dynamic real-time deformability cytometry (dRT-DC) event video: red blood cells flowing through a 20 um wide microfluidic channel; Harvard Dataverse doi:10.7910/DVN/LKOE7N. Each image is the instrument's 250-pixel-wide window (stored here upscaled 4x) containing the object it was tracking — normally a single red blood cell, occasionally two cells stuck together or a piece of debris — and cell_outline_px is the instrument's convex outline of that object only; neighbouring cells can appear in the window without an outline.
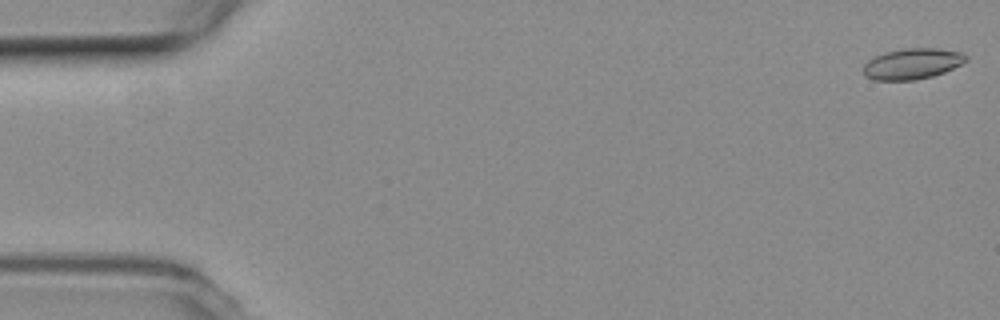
{"species": "common noctule bat (a hibernating species)", "species_latin": "Nyctalus noctula", "temperature_condition": "room temperature", "stored_images_in_passage": 16, "camera_frame_rate_fps": 3000, "um_per_image_px": 0.085, "animal": {"sex": "female", "body_mass_g": 19.3, "forearm_length_mm": 54.1}, "frame": {"image": 1, "passage_image": 1, "time_ms": 0.0, "image_size_px": [1000, 320], "cell_outline_px": [[968, 60], [944, 72], [932, 76], [916, 80], [872, 80], [864, 76], [864, 64], [868, 60], [884, 52], [904, 48], [936, 48], [960, 52], [968, 56]], "centroid_in_image_um": [77.52, 5.42], "position_along_channel_um": 7.5, "area_um2": 18.44}}
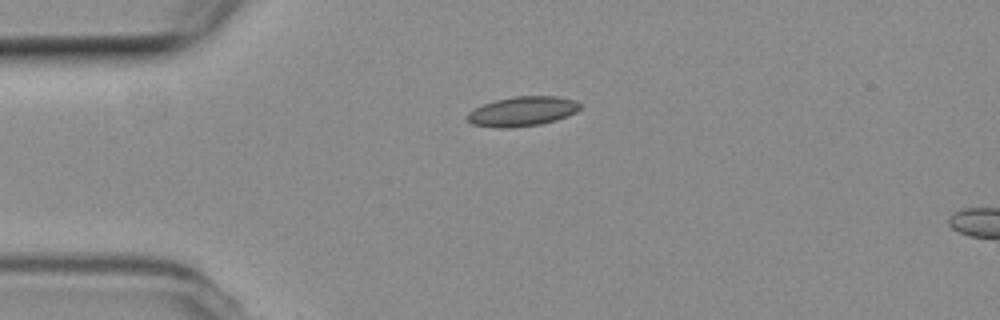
{"frame": {"image": 2, "passage_image": 13, "time_ms": 4.0, "image_size_px": [1000, 320], "cell_outline_px": [[580, 108], [576, 112], [556, 120], [540, 124], [512, 128], [496, 128], [472, 124], [464, 116], [468, 112], [484, 104], [496, 100], [516, 96], [556, 96], [576, 100], [580, 104]], "centroid_in_image_um": [44.39, 9.47], "position_along_channel_um": 40.6, "area_um2": 19.48}}